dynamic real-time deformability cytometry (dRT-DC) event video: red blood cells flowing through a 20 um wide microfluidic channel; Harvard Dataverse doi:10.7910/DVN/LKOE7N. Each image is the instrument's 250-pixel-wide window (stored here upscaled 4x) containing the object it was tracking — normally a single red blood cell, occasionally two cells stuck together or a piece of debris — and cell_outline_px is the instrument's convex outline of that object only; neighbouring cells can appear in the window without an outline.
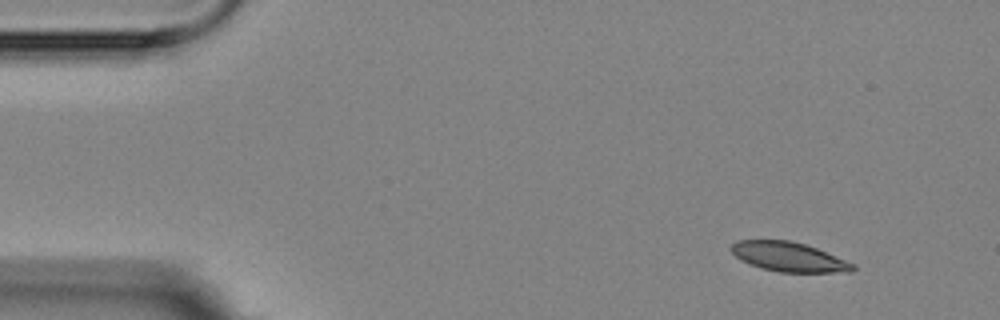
{"species": "Egyptian fruit bat (a non-hibernating species)", "species_latin": "Rousettus aegyptiacus", "temperature_condition": "room temperature", "stored_images_in_passage": 3, "camera_frame_rate_fps": 3000, "um_per_image_px": 0.085, "animal": {"sex": "female"}, "frame": {"image": 1, "passage_image": 1, "time_ms": 0.0, "image_size_px": [1000, 320], "cell_outline_px": [[856, 268], [852, 272], [780, 272], [760, 268], [740, 260], [732, 252], [732, 244], [736, 240], [792, 240], [816, 248], [856, 264]], "centroid_in_image_um": [67.06, 21.83], "position_along_channel_um": 17.9, "area_um2": 20.87}}